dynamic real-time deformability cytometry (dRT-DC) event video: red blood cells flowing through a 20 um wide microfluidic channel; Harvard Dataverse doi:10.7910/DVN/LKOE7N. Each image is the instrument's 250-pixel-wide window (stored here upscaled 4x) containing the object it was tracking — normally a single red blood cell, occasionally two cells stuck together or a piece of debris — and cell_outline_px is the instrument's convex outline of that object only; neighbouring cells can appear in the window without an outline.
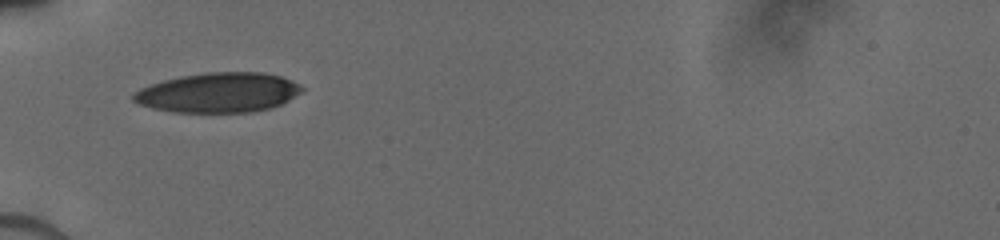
{"species": "human", "species_latin": "Homo sapiens", "temperature_condition": "cold", "stored_images_in_passage": 6, "camera_frame_rate_fps": 3000, "um_per_image_px": 0.085, "donor": {"sex": "male"}, "frame": {"image": 1, "passage_image": 1, "time_ms": 0.0, "image_size_px": [1000, 240], "cell_outline_px": [[304, 92], [280, 104], [268, 108], [252, 112], [172, 112], [152, 108], [140, 104], [132, 100], [132, 92], [148, 84], [180, 76], [208, 72], [264, 72], [280, 76], [300, 84], [304, 88]], "centroid_in_image_um": [18.55, 7.86], "position_along_channel_um": 66.5, "area_um2": 39.25}}
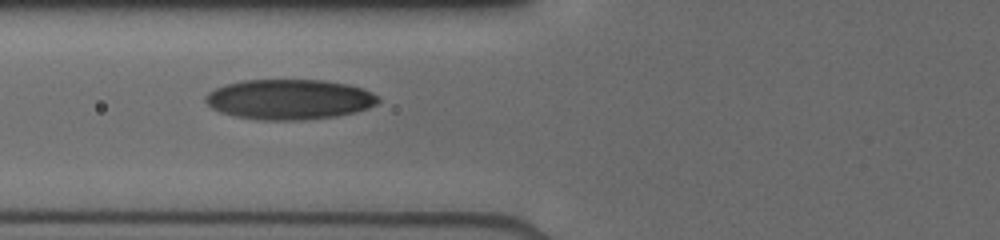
{"frame": {"image": 2, "passage_image": 5, "time_ms": 1.0, "image_size_px": [1000, 240], "cell_outline_px": [[380, 100], [376, 104], [368, 108], [336, 116], [304, 120], [264, 120], [236, 116], [220, 112], [212, 108], [204, 100], [204, 96], [208, 92], [224, 84], [244, 80], [324, 80], [348, 84], [364, 88], [372, 92]], "centroid_in_image_um": [24.58, 8.44], "position_along_channel_um": 101.2, "area_um2": 40.46}}